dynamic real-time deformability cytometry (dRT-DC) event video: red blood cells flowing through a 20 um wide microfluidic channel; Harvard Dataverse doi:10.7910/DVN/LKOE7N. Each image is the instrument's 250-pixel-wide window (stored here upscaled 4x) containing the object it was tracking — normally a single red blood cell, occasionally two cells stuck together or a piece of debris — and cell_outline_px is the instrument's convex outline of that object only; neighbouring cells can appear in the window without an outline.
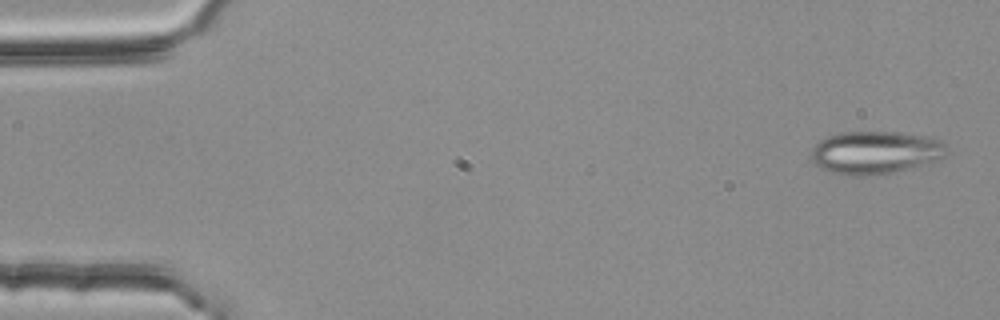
{"species": "common noctule bat (a hibernating species)", "species_latin": "Nyctalus noctula", "temperature_condition": "room temperature", "stored_images_in_passage": 54, "camera_frame_rate_fps": 3000, "um_per_image_px": 0.085, "animal": {"sex": "female", "body_mass_g": 25.1}, "frame": {"image": 1, "passage_image": 2, "time_ms": 0.333, "image_size_px": [1000, 320], "cell_outline_px": [[952, 152], [940, 160], [884, 176], [852, 176], [828, 172], [820, 168], [812, 160], [812, 148], [820, 140], [828, 136], [840, 132], [896, 132], [932, 136], [940, 140]], "centroid_in_image_um": [74.48, 12.98], "position_along_channel_um": 10.5, "area_um2": 34.85}}
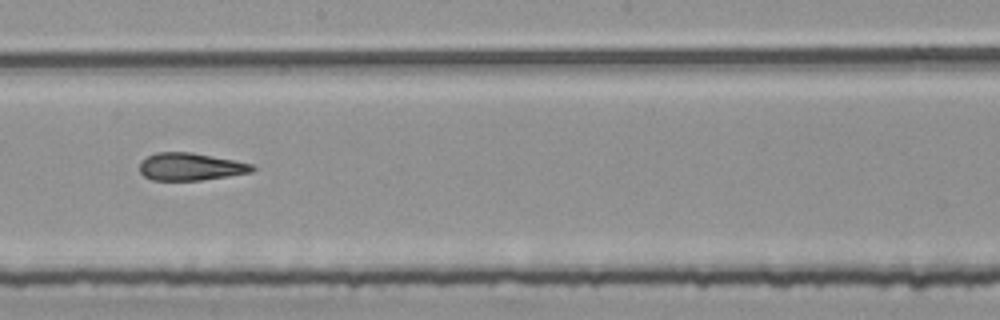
{"frame": {"image": 2, "passage_image": 30, "time_ms": 9.667, "image_size_px": [1000, 320], "cell_outline_px": [[256, 168], [252, 172], [228, 176], [200, 180], [152, 180], [144, 176], [140, 172], [140, 160], [156, 152], [192, 152], [236, 160], [252, 164]], "centroid_in_image_um": [16.19, 14.16], "position_along_channel_um": 232.0, "area_um2": 18.15}}
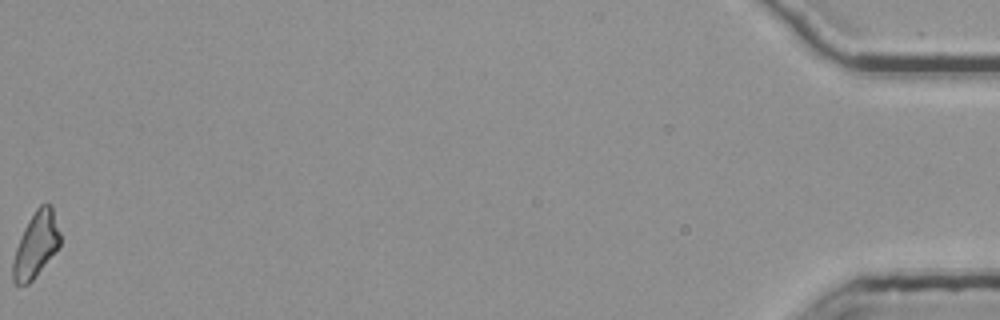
{"frame": {"image": 3, "passage_image": 54, "time_ms": 17.667, "image_size_px": [1000, 320], "cell_outline_px": [[60, 244], [32, 280], [28, 284], [16, 284], [12, 280], [12, 260], [20, 236], [28, 220], [36, 208], [40, 204], [48, 204], [52, 208], [60, 232]], "centroid_in_image_um": [3.02, 20.8], "position_along_channel_um": 432.2, "area_um2": 17.63}, "authors_computed_cell_mechanics": {"area_um2": 18.5827, "velocity_mm_per_s": 3.7977, "shape_relaxation_time_tau1_ms": null, "shape_relaxation_time_tau2_ms": 4.565, "deformation_change_tau1": null, "deformation_change_tau2": 0.162}}